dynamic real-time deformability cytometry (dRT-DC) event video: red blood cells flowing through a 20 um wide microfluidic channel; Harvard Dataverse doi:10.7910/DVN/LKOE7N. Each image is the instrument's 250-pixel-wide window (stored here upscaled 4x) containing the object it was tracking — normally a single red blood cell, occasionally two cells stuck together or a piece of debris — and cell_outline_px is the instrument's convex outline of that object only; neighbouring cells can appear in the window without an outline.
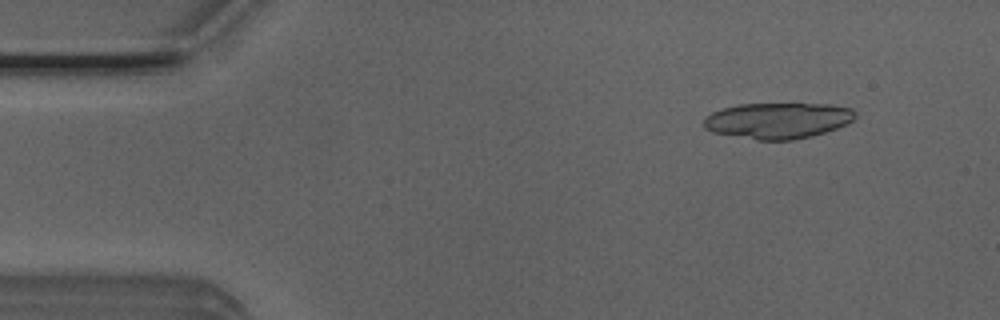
{"species": "Egyptian fruit bat (a non-hibernating species)", "species_latin": "Rousettus aegyptiacus", "temperature_condition": "room temperature", "stored_images_in_passage": 5, "camera_frame_rate_fps": 3000, "um_per_image_px": 0.085, "animal": {"sex": "male"}, "frame": {"image": 1, "passage_image": 2, "time_ms": 0.333, "image_size_px": [1000, 320], "cell_outline_px": [[856, 116], [852, 120], [836, 128], [812, 136], [792, 140], [756, 140], [712, 132], [704, 128], [704, 120], [712, 112], [724, 108], [740, 104], [832, 104], [852, 108], [856, 112]], "centroid_in_image_um": [66.12, 10.25], "position_along_channel_um": 18.9, "area_um2": 31.62}}